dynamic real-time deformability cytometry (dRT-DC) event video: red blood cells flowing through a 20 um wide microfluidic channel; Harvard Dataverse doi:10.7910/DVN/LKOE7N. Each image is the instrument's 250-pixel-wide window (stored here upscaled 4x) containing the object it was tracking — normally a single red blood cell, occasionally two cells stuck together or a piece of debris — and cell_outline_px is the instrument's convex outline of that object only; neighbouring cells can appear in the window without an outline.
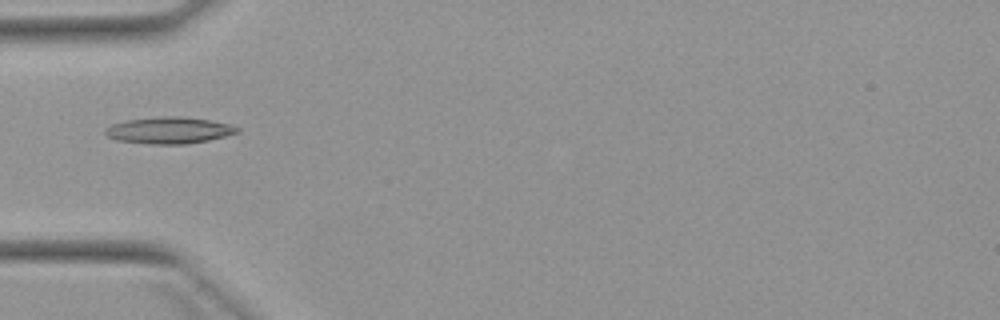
{"species": "Egyptian fruit bat (a non-hibernating species)", "species_latin": "Rousettus aegyptiacus", "temperature_condition": "warm", "stored_images_in_passage": 5, "camera_frame_rate_fps": 3000, "um_per_image_px": 0.085, "animal": {"sex": "female"}, "frame": {"image": 1, "passage_image": 4, "time_ms": 4.667, "image_size_px": [1000, 320], "cell_outline_px": [[240, 132], [208, 140], [188, 144], [148, 144], [116, 140], [108, 136], [104, 132], [104, 128], [112, 124], [128, 120], [160, 116], [180, 116], [208, 120], [228, 124], [240, 128]], "centroid_in_image_um": [14.35, 11.08], "position_along_channel_um": 70.7, "area_um2": 20.4}}
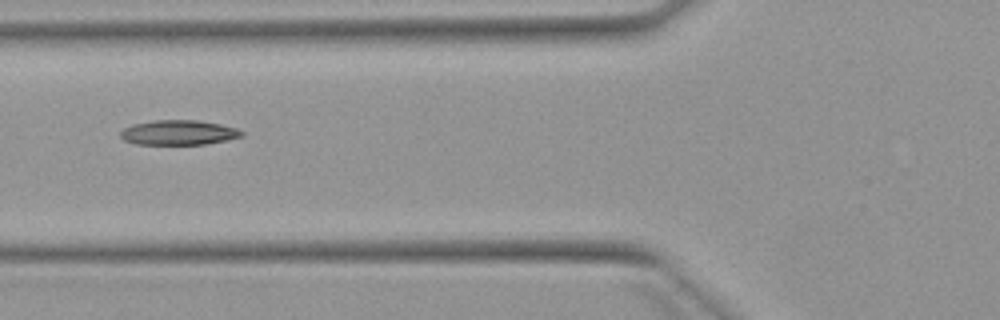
{"frame": {"image": 2, "passage_image": 5, "time_ms": 5.667, "image_size_px": [1000, 320], "cell_outline_px": [[244, 136], [228, 140], [204, 144], [136, 144], [124, 140], [120, 136], [120, 132], [124, 128], [132, 124], [152, 120], [200, 120], [220, 124], [236, 128], [244, 132]], "centroid_in_image_um": [15.19, 11.26], "position_along_channel_um": 110.6, "area_um2": 17.63}}